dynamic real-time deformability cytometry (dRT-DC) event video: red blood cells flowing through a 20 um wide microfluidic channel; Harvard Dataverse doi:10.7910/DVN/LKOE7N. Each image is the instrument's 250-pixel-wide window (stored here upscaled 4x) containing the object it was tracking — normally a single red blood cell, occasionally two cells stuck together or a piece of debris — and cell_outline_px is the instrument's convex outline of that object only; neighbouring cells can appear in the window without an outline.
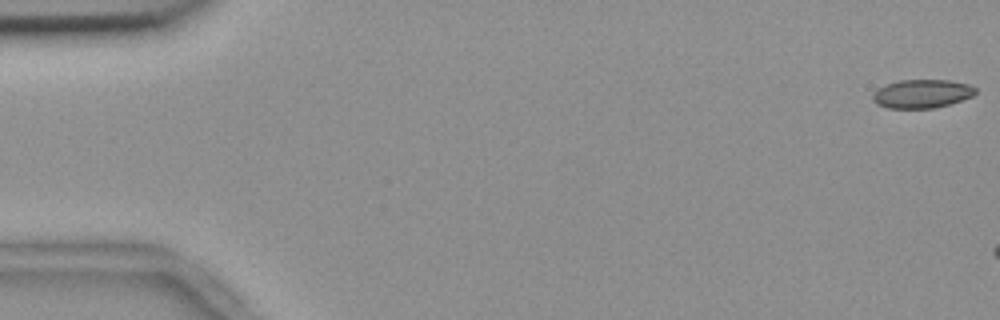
{"species": "common noctule bat (a hibernating species)", "species_latin": "Nyctalus noctula", "temperature_condition": "room temperature", "stored_images_in_passage": 8, "camera_frame_rate_fps": 3000, "um_per_image_px": 0.085, "animal": {"sex": "female", "body_mass_g": 18.4}, "frame": {"image": 1, "passage_image": 1, "time_ms": 0.0, "image_size_px": [1000, 320], "cell_outline_px": [[976, 92], [972, 96], [948, 104], [932, 108], [888, 108], [876, 104], [872, 100], [872, 92], [884, 84], [900, 80], [948, 80], [968, 84], [976, 88]], "centroid_in_image_um": [78.3, 7.96], "position_along_channel_um": 6.7, "area_um2": 17.11}}